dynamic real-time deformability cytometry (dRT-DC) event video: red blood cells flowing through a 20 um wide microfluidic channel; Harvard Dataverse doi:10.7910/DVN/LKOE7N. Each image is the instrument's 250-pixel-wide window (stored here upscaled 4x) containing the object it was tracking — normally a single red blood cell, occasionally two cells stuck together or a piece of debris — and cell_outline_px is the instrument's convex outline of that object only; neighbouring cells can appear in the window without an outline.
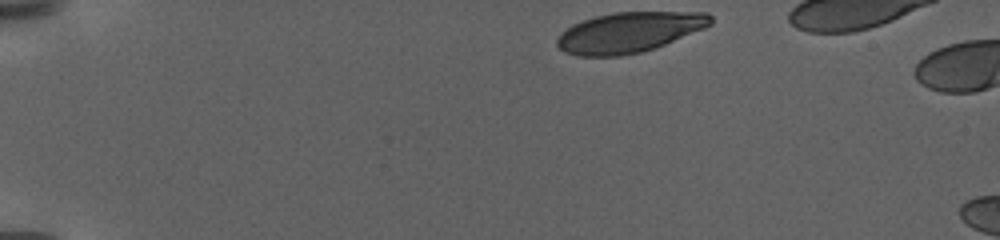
{"species": "human", "species_latin": "Homo sapiens", "temperature_condition": "warm", "stored_images_in_passage": 6, "camera_frame_rate_fps": 3000, "um_per_image_px": 0.085, "donor": {"sex": "female"}, "frame": {"image": 1, "passage_image": 1, "time_ms": 0.0, "image_size_px": [1000, 240], "cell_outline_px": [[712, 24], [704, 28], [656, 48], [640, 52], [620, 56], [576, 56], [564, 52], [556, 44], [556, 40], [572, 24], [596, 16], [612, 12], [708, 12], [712, 16]], "centroid_in_image_um": [53.49, 2.75], "position_along_channel_um": 31.5, "area_um2": 36.01}}